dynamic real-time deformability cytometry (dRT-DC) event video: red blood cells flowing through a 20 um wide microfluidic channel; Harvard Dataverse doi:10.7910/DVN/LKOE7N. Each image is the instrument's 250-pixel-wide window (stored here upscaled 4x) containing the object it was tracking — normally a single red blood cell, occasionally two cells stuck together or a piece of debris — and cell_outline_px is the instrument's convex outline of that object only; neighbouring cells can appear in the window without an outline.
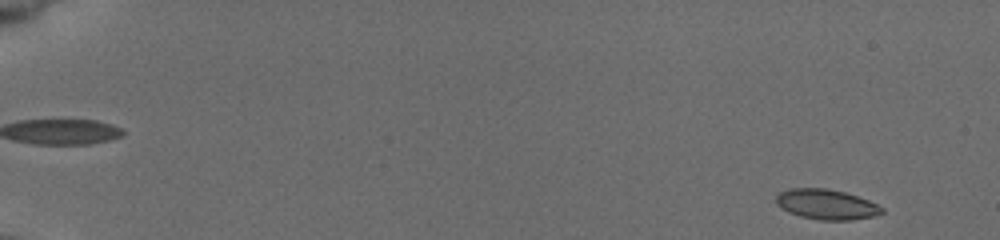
{"species": "common noctule bat (a hibernating species)", "species_latin": "Nyctalus noctula", "temperature_condition": "cold", "stored_images_in_passage": 54, "camera_frame_rate_fps": 3000, "um_per_image_px": 0.085, "animal": {"sex": "female", "body_mass_g": 19.5, "forearm_length_mm": 54.1}, "frame": {"image": 1, "passage_image": 3, "time_ms": 0.667, "image_size_px": [1000, 240], "cell_outline_px": [[884, 212], [872, 216], [852, 220], [820, 220], [800, 216], [788, 212], [780, 208], [776, 204], [776, 196], [780, 192], [788, 188], [828, 188], [844, 192], [868, 200], [884, 208]], "centroid_in_image_um": [70.21, 17.37], "position_along_channel_um": 14.8, "area_um2": 18.61}}
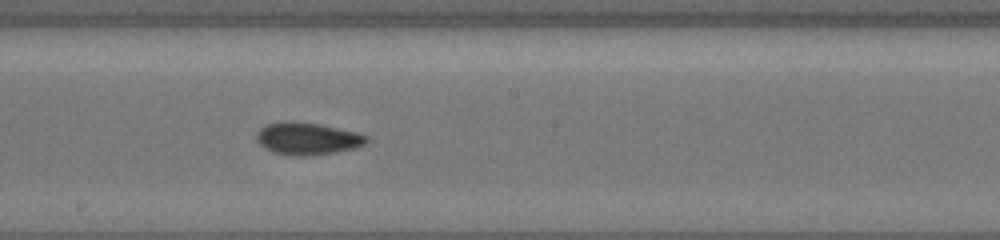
{"frame": {"image": 2, "passage_image": 32, "time_ms": 10.333, "image_size_px": [1000, 240], "cell_outline_px": [[368, 140], [364, 144], [356, 148], [312, 156], [292, 156], [272, 152], [264, 148], [256, 140], [256, 136], [260, 128], [268, 124], [284, 120], [292, 120], [320, 124], [356, 132], [368, 136]], "centroid_in_image_um": [26.11, 11.78], "position_along_channel_um": 222.1, "area_um2": 20.92}}
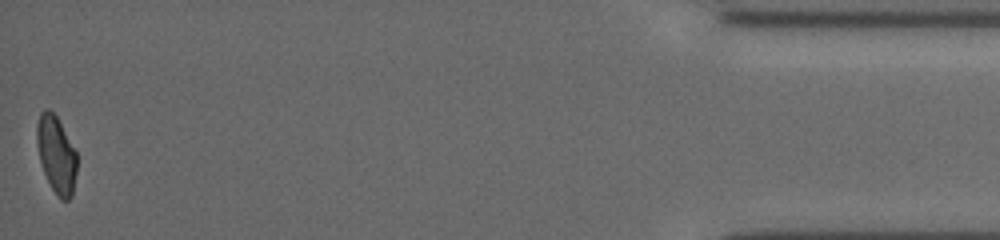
{"frame": {"image": 3, "passage_image": 54, "time_ms": 17.667, "image_size_px": [1000, 240], "cell_outline_px": [[76, 172], [72, 196], [68, 200], [60, 200], [56, 196], [44, 172], [40, 160], [36, 140], [36, 124], [40, 112], [44, 108], [48, 108], [56, 116], [76, 152]], "centroid_in_image_um": [4.77, 13.14], "position_along_channel_um": 430.4, "area_um2": 17.86}, "authors_computed_cell_mechanics": {"area_um2": 19.1607, "velocity_mm_per_s": 3.877, "shape_relaxation_time_tau1_ms": 4.0022, "shape_relaxation_time_tau2_ms": 2.1163, "deformation_change_tau1": 0.1235, "deformation_change_tau2": 0.059}}